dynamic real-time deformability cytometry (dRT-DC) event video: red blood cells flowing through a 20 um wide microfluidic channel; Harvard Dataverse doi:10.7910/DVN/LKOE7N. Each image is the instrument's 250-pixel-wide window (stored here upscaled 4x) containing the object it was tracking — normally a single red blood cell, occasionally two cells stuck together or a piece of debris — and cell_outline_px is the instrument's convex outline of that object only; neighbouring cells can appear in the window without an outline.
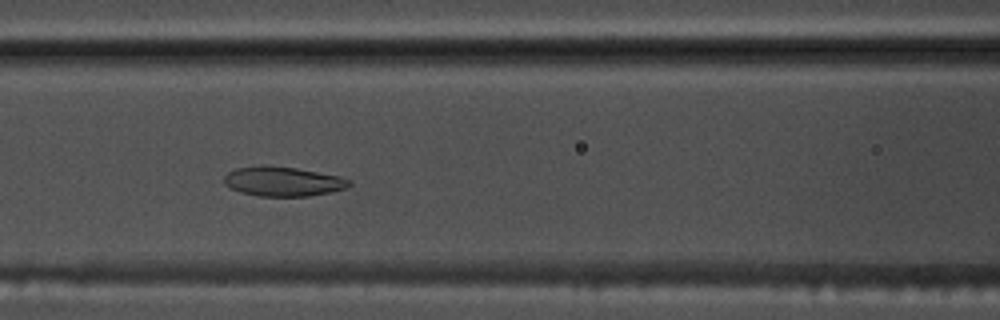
{"species": "common noctule bat (a hibernating species)", "species_latin": "Nyctalus noctula", "temperature_condition": "warm", "stored_images_in_passage": 54, "camera_frame_rate_fps": 3000, "um_per_image_px": 0.085, "animal": {"sex": "male", "body_mass_g": 17.5, "forearm_length_mm": 52.3}, "frame": {"image": 1, "passage_image": 23, "time_ms": 7.333, "image_size_px": [1000, 320], "cell_outline_px": [[352, 184], [344, 188], [328, 192], [308, 196], [260, 196], [240, 192], [224, 184], [224, 176], [228, 172], [236, 168], [260, 164], [296, 168], [340, 176], [352, 180]], "centroid_in_image_um": [24.03, 15.4], "position_along_channel_um": 142.6, "area_um2": 21.56}}
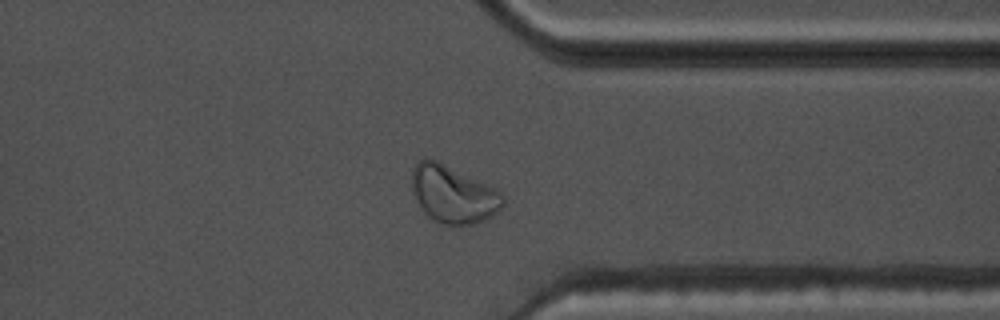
{"frame": {"image": 2, "passage_image": 42, "time_ms": 13.667, "image_size_px": [1000, 320], "cell_outline_px": [[504, 204], [492, 216], [484, 220], [472, 224], [440, 224], [428, 216], [420, 208], [412, 192], [412, 168], [424, 156], [436, 160], [496, 188], [504, 196]], "centroid_in_image_um": [38.49, 16.5], "position_along_channel_um": 372.9, "area_um2": 30.46}}
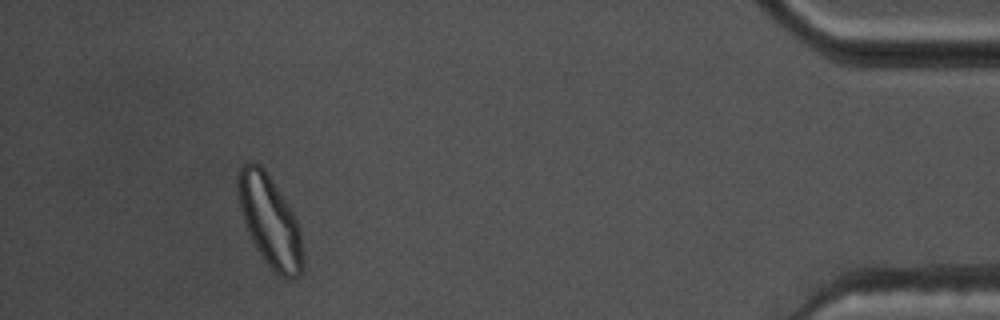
{"frame": {"image": 3, "passage_image": 50, "time_ms": 16.333, "image_size_px": [1000, 320], "cell_outline_px": [[304, 268], [296, 276], [280, 276], [264, 260], [256, 248], [248, 232], [236, 196], [236, 176], [240, 168], [248, 160], [252, 160], [260, 164], [264, 168], [292, 212], [296, 220], [300, 232], [304, 260]], "centroid_in_image_um": [22.89, 18.73], "position_along_channel_um": 412.3, "area_um2": 34.16}, "authors_computed_cell_mechanics": {"area_um2": 25.6054, "velocity_mm_per_s": 3.683, "shape_relaxation_time_tau1_ms": null, "shape_relaxation_time_tau2_ms": 2.2372, "deformation_change_tau1": null, "deformation_change_tau2": 0.0758}}